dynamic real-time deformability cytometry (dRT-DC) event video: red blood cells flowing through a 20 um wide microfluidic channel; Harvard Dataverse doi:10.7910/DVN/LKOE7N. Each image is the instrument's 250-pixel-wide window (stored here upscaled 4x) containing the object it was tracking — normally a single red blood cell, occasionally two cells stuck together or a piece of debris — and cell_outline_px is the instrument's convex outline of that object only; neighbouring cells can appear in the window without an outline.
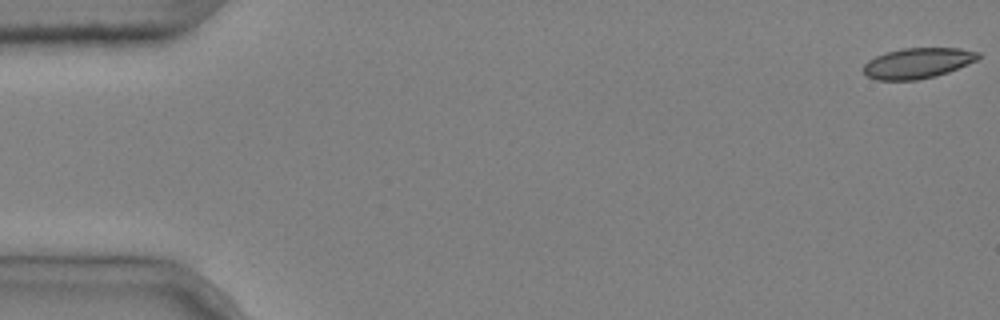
{"species": "common noctule bat (a hibernating species)", "species_latin": "Nyctalus noctula", "temperature_condition": "cold", "stored_images_in_passage": 4, "camera_frame_rate_fps": 3000, "um_per_image_px": 0.085, "animal": {"sex": "male", "body_mass_g": 20.4}, "frame": {"image": 1, "passage_image": 1, "time_ms": 0.0, "image_size_px": [1000, 320], "cell_outline_px": [[980, 56], [976, 60], [968, 64], [948, 72], [936, 76], [916, 80], [876, 80], [868, 76], [864, 72], [864, 64], [868, 60], [884, 52], [904, 48], [960, 48], [980, 52]], "centroid_in_image_um": [78.0, 5.36], "position_along_channel_um": 7.0, "area_um2": 20.4}}